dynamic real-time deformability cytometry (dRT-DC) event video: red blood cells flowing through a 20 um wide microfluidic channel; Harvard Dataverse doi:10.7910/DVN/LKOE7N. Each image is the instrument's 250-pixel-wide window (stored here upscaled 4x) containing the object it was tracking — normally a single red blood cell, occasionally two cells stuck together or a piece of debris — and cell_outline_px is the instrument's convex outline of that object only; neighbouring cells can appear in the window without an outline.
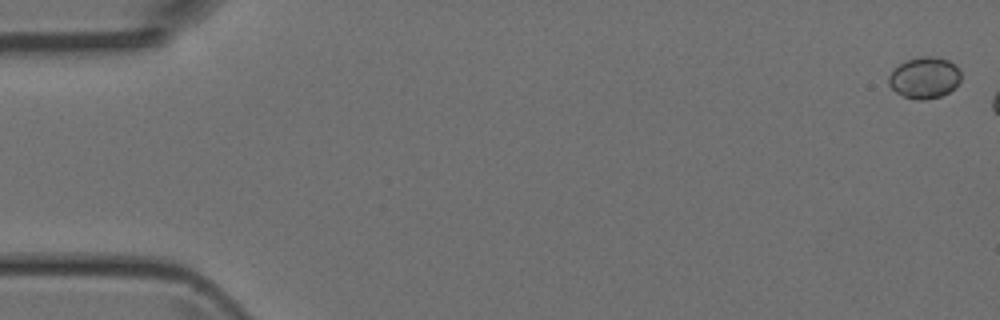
{"species": "Egyptian fruit bat (a non-hibernating species)", "species_latin": "Rousettus aegyptiacus", "temperature_condition": "room temperature", "stored_images_in_passage": 4, "camera_frame_rate_fps": 3000, "um_per_image_px": 0.085, "animal": {"sex": "female"}, "frame": {"image": 1, "passage_image": 1, "time_ms": 0.0, "image_size_px": [1000, 320], "cell_outline_px": [[960, 80], [956, 88], [940, 96], [924, 100], [916, 100], [904, 96], [896, 92], [888, 84], [888, 76], [900, 64], [908, 60], [920, 56], [936, 56], [948, 60], [956, 64], [960, 72]], "centroid_in_image_um": [78.61, 6.6], "position_along_channel_um": 6.4, "area_um2": 17.46}}